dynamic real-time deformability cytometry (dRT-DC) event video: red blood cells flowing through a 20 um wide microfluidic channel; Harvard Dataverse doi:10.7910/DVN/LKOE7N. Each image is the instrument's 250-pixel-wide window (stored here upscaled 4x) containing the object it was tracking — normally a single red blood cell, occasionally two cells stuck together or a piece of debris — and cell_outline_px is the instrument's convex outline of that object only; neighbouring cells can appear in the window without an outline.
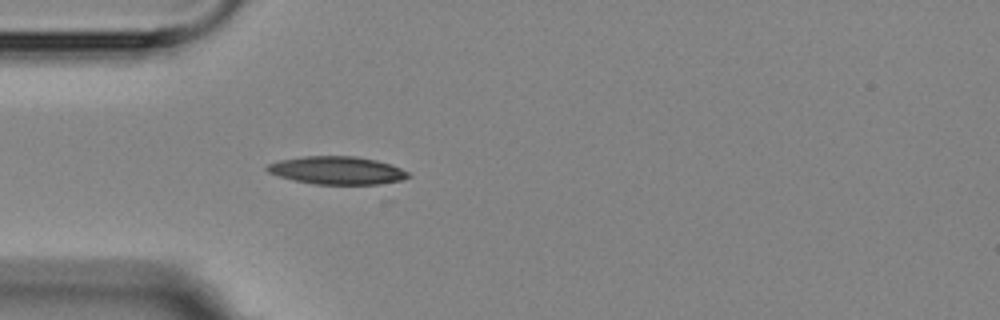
{"species": "Egyptian fruit bat (a non-hibernating species)", "species_latin": "Rousettus aegyptiacus", "temperature_condition": "room temperature", "stored_images_in_passage": 3, "camera_frame_rate_fps": 3000, "um_per_image_px": 0.085, "animal": {"sex": "female"}, "frame": {"image": 1, "passage_image": 3, "time_ms": 2.0, "image_size_px": [1000, 320], "cell_outline_px": [[412, 176], [392, 184], [316, 184], [296, 180], [280, 176], [268, 172], [264, 168], [268, 164], [280, 160], [304, 156], [356, 156], [376, 160], [392, 164], [408, 172]], "centroid_in_image_um": [28.72, 14.48], "position_along_channel_um": 56.3, "area_um2": 23.06}}